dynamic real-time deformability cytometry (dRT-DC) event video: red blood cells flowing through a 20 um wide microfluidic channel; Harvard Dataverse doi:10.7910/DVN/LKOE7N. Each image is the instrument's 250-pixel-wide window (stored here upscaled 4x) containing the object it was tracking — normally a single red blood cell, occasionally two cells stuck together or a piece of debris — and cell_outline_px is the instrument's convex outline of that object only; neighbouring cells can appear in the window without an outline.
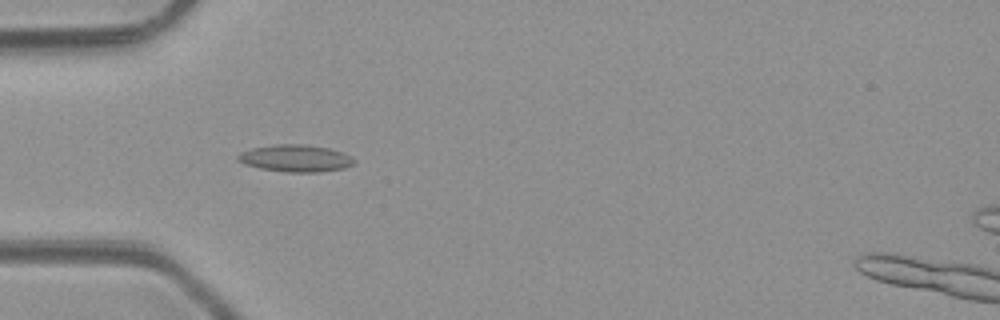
{"species": "common noctule bat (a hibernating species)", "species_latin": "Nyctalus noctula", "temperature_condition": "room temperature", "stored_images_in_passage": 5, "camera_frame_rate_fps": 3000, "um_per_image_px": 0.085, "animal": {"sex": "male", "body_mass_g": 23.1, "forearm_length_mm": 52.7}, "frame": {"image": 1, "passage_image": 4, "time_ms": 3.667, "image_size_px": [1000, 320], "cell_outline_px": [[356, 164], [344, 168], [320, 172], [284, 172], [260, 168], [244, 164], [236, 160], [236, 156], [240, 152], [252, 148], [276, 144], [304, 144], [332, 148], [352, 156], [356, 160]], "centroid_in_image_um": [25.15, 13.45], "position_along_channel_um": 59.9, "area_um2": 18.67}}
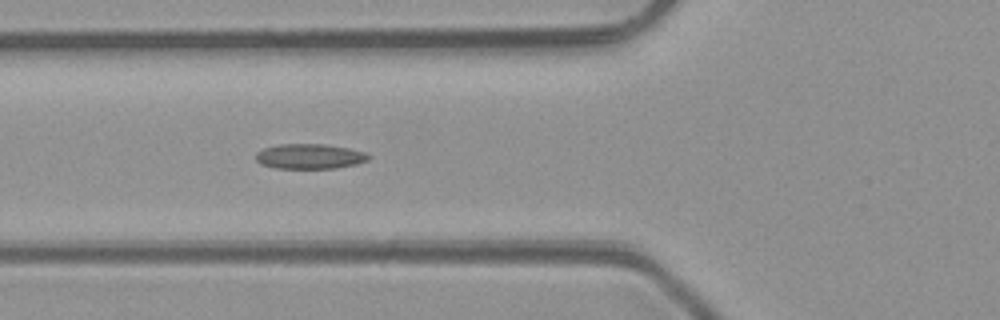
{"frame": {"image": 2, "passage_image": 5, "time_ms": 4.667, "image_size_px": [1000, 320], "cell_outline_px": [[372, 156], [368, 160], [356, 164], [336, 168], [276, 168], [260, 164], [256, 160], [256, 152], [264, 148], [280, 144], [324, 144], [348, 148], [364, 152]], "centroid_in_image_um": [26.32, 13.29], "position_along_channel_um": 99.5, "area_um2": 16.42}}